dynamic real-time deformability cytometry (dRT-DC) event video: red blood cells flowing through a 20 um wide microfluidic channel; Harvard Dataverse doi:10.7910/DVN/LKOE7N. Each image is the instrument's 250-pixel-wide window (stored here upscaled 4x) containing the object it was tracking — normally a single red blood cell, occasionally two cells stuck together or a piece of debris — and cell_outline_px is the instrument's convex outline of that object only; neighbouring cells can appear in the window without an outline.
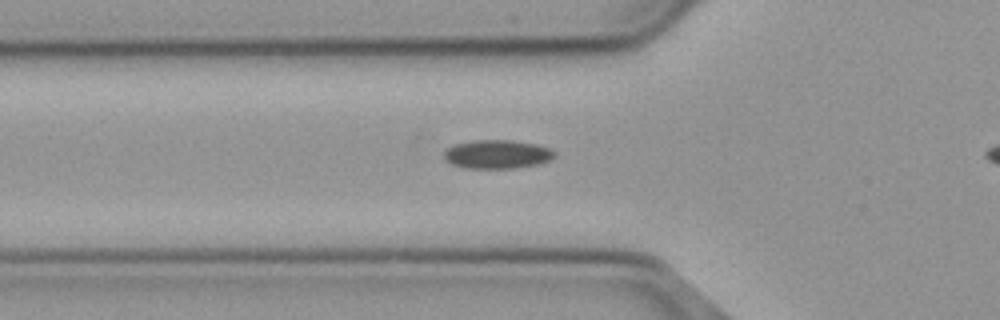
{"species": "common noctule bat (a hibernating species)", "species_latin": "Nyctalus noctula", "temperature_condition": "cold", "stored_images_in_passage": 31, "camera_frame_rate_fps": 3000, "um_per_image_px": 0.085, "animal": {"sex": "male", "body_mass_g": 23.1, "forearm_length_mm": 52.7}, "frame": {"image": 1, "passage_image": 2, "time_ms": 0.333, "image_size_px": [1000, 320], "cell_outline_px": [[556, 156], [548, 160], [536, 164], [512, 168], [468, 168], [452, 164], [444, 160], [444, 152], [448, 148], [456, 144], [472, 140], [512, 140], [536, 144], [548, 148], [556, 152]], "centroid_in_image_um": [42.25, 13.1], "position_along_channel_um": 83.6, "area_um2": 18.32}}
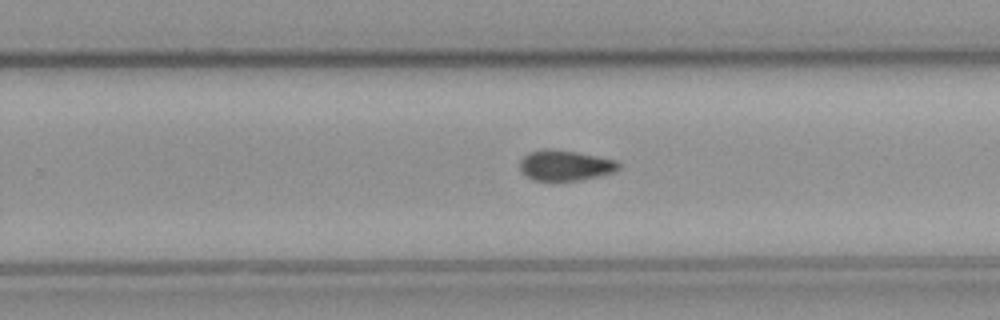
{"frame": {"image": 2, "passage_image": 18, "time_ms": 5.667, "image_size_px": [1000, 320], "cell_outline_px": [[620, 168], [616, 172], [600, 176], [580, 180], [532, 180], [520, 168], [520, 160], [524, 156], [532, 152], [544, 148], [572, 152], [616, 160], [620, 164]], "centroid_in_image_um": [48.07, 14.07], "position_along_channel_um": 281.7, "area_um2": 17.17}}
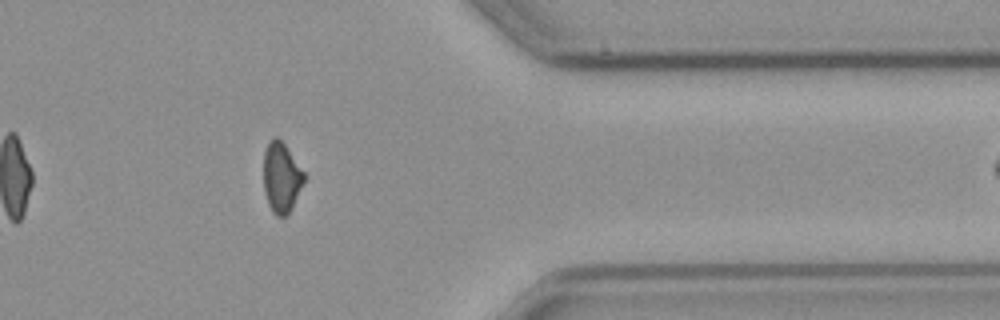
{"frame": {"image": 3, "passage_image": 28, "time_ms": 9.0, "image_size_px": [1000, 320], "cell_outline_px": [[304, 180], [292, 208], [288, 216], [276, 216], [272, 212], [268, 204], [264, 192], [264, 152], [268, 144], [276, 136], [284, 144], [304, 172]], "centroid_in_image_um": [23.91, 15.13], "position_along_channel_um": 387.5, "area_um2": 16.3}}